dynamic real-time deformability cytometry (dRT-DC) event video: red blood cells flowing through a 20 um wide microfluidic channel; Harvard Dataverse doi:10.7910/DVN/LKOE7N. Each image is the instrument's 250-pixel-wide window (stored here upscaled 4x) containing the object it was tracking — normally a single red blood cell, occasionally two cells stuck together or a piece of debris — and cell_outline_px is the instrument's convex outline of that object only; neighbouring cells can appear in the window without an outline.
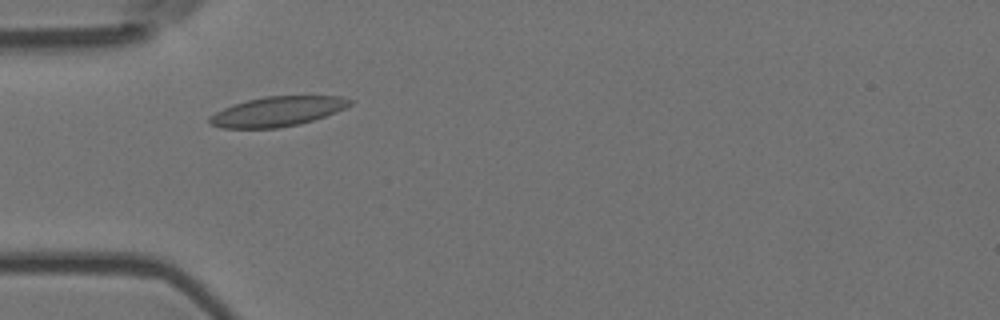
{"species": "Egyptian fruit bat (a non-hibernating species)", "species_latin": "Rousettus aegyptiacus", "temperature_condition": "room temperature", "stored_images_in_passage": 13, "camera_frame_rate_fps": 3000, "um_per_image_px": 0.085, "animal": {"sex": "female"}, "frame": {"image": 1, "passage_image": 3, "time_ms": 0.667, "image_size_px": [1000, 320], "cell_outline_px": [[352, 104], [336, 112], [300, 124], [276, 128], [220, 128], [208, 124], [208, 116], [232, 104], [264, 96], [340, 96], [352, 100]], "centroid_in_image_um": [23.53, 9.48], "position_along_channel_um": 61.5, "area_um2": 24.33}}
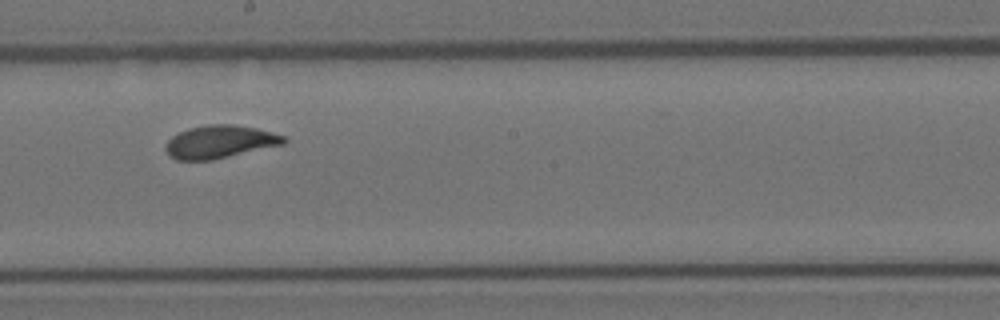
{"frame": {"image": 2, "passage_image": 7, "time_ms": 2.0, "image_size_px": [1000, 320], "cell_outline_px": [[288, 140], [284, 144], [212, 160], [176, 160], [168, 156], [164, 148], [164, 144], [172, 136], [188, 128], [208, 124], [232, 124], [256, 128], [284, 136]], "centroid_in_image_um": [18.64, 12.06], "position_along_channel_um": 229.6, "area_um2": 22.72}}
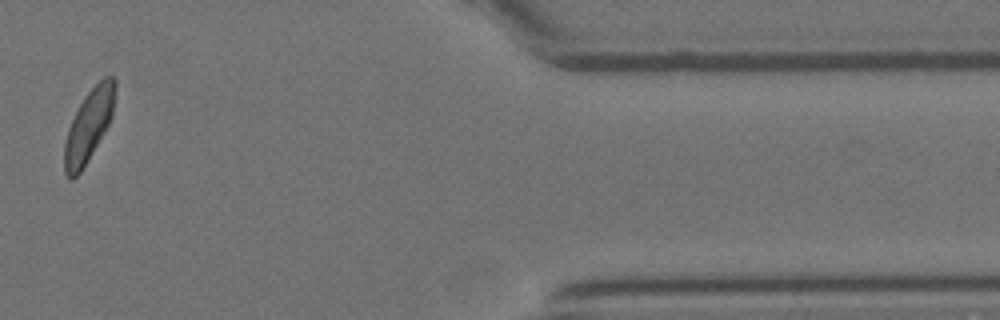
{"frame": {"image": 3, "passage_image": 12, "time_ms": 3.667, "image_size_px": [1000, 320], "cell_outline_px": [[116, 88], [112, 116], [104, 132], [80, 172], [72, 180], [68, 180], [64, 172], [64, 144], [68, 128], [84, 96], [104, 76], [112, 76], [116, 80]], "centroid_in_image_um": [7.53, 10.67], "position_along_channel_um": 403.9, "area_um2": 20.98}}